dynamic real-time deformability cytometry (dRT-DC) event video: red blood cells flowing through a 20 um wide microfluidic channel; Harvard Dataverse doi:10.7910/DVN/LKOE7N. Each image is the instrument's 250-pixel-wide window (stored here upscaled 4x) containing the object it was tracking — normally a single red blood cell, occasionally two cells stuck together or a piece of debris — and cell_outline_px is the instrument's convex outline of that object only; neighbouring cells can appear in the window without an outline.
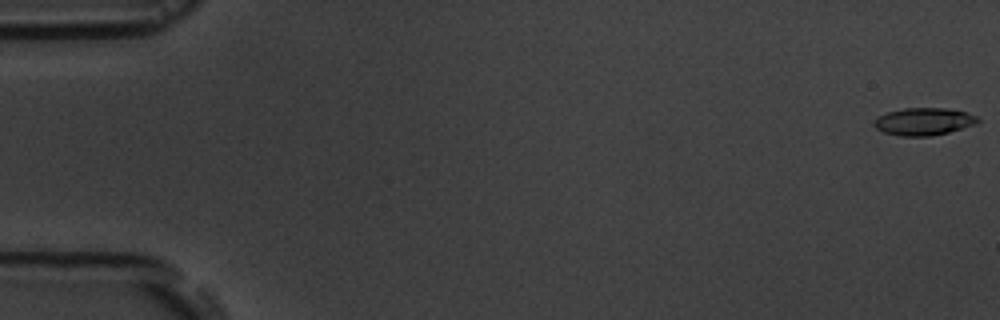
{"species": "common noctule bat (a hibernating species)", "species_latin": "Nyctalus noctula", "temperature_condition": "room temperature", "stored_images_in_passage": 5, "camera_frame_rate_fps": 3000, "um_per_image_px": 0.085, "animal": {"sex": "male", "body_mass_g": 19.5, "forearm_length_mm": 54.6}, "frame": {"image": 1, "passage_image": 1, "time_ms": 0.0, "image_size_px": [1000, 320], "cell_outline_px": [[980, 120], [976, 124], [948, 132], [932, 136], [900, 136], [884, 132], [876, 128], [872, 124], [872, 120], [888, 112], [904, 108], [944, 108], [964, 112], [976, 116]], "centroid_in_image_um": [78.49, 10.33], "position_along_channel_um": 6.5, "area_um2": 16.47}}
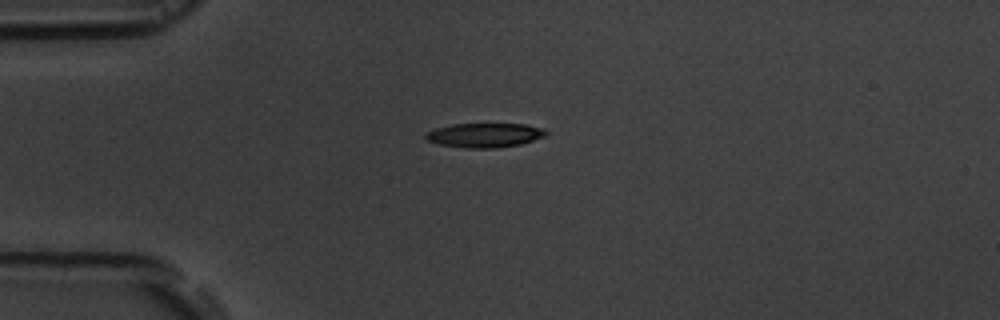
{"frame": {"image": 2, "passage_image": 5, "time_ms": 4.667, "image_size_px": [1000, 320], "cell_outline_px": [[548, 136], [520, 144], [496, 148], [464, 148], [440, 144], [428, 140], [424, 136], [428, 132], [436, 128], [452, 124], [524, 124], [544, 128], [548, 132]], "centroid_in_image_um": [41.25, 11.49], "position_along_channel_um": 43.7, "area_um2": 17.05}}